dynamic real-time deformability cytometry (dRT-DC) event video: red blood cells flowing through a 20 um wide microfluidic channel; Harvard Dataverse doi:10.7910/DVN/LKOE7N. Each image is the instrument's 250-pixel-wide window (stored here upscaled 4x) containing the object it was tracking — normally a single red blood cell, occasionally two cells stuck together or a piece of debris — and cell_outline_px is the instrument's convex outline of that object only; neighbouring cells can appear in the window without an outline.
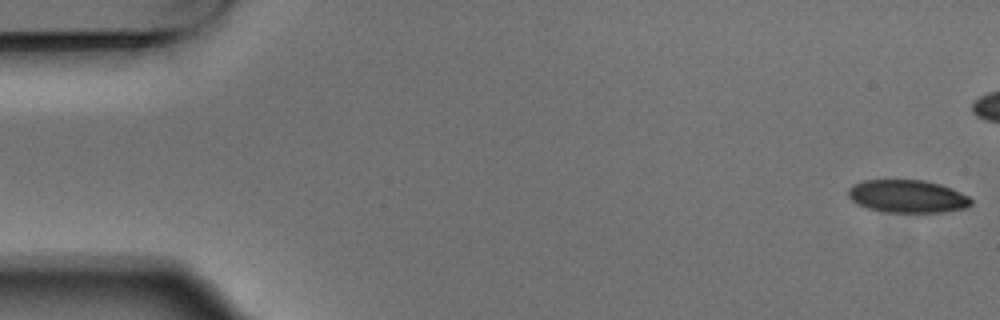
{"species": "Egyptian fruit bat (a non-hibernating species)", "species_latin": "Rousettus aegyptiacus", "temperature_condition": "warm", "stored_images_in_passage": 6, "camera_frame_rate_fps": 3000, "um_per_image_px": 0.085, "animal": {"sex": "male"}, "frame": {"image": 1, "passage_image": 1, "time_ms": 0.0, "image_size_px": [1000, 320], "cell_outline_px": [[972, 204], [968, 208], [944, 212], [880, 212], [868, 208], [852, 200], [848, 196], [848, 188], [852, 184], [864, 180], [924, 180], [940, 184], [952, 188], [968, 196], [972, 200]], "centroid_in_image_um": [77.15, 16.69], "position_along_channel_um": 7.9, "area_um2": 23.64}}